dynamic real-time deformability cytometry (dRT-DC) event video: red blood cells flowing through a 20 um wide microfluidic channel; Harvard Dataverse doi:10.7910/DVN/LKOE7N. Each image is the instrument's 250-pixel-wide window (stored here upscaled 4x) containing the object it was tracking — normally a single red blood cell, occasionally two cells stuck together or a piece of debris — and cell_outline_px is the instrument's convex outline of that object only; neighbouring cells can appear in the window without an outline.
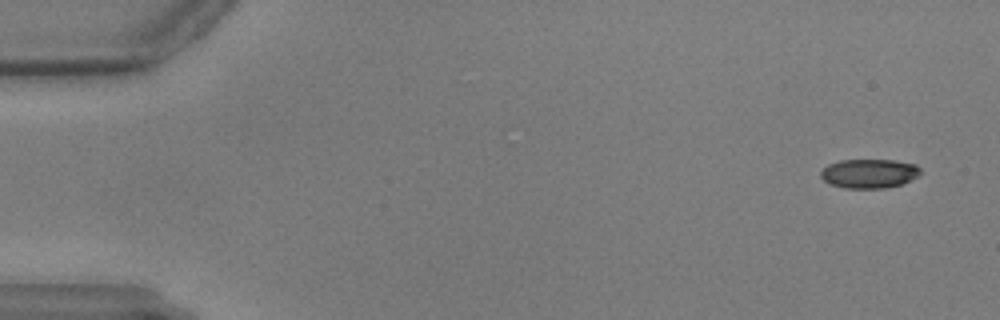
{"species": "common noctule bat (a hibernating species)", "species_latin": "Nyctalus noctula", "temperature_condition": "warm", "stored_images_in_passage": 59, "camera_frame_rate_fps": 3000, "um_per_image_px": 0.085, "animal": {"sex": "male", "body_mass_g": 17.9, "forearm_length_mm": 54.2}, "frame": {"image": 1, "passage_image": 3, "time_ms": 0.667, "image_size_px": [1000, 320], "cell_outline_px": [[920, 176], [912, 180], [900, 184], [884, 188], [844, 188], [832, 184], [824, 180], [820, 176], [820, 172], [828, 164], [840, 160], [896, 160], [916, 164], [920, 168]], "centroid_in_image_um": [73.91, 14.74], "position_along_channel_um": 11.1, "area_um2": 16.99}}
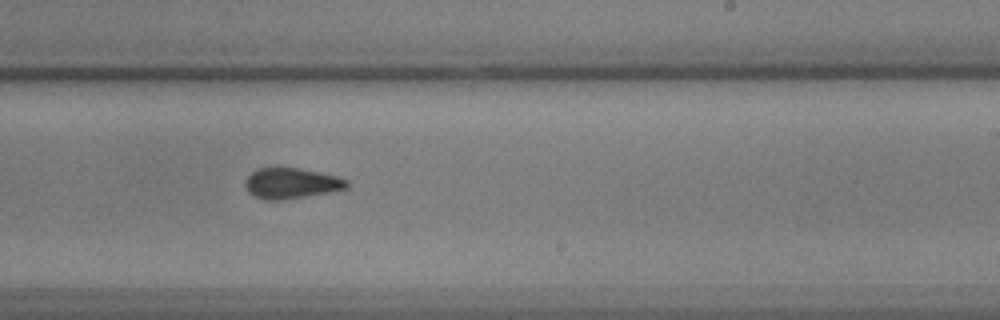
{"frame": {"image": 2, "passage_image": 36, "time_ms": 11.667, "image_size_px": [1000, 320], "cell_outline_px": [[348, 188], [332, 192], [284, 200], [264, 200], [248, 192], [244, 184], [244, 180], [256, 168], [276, 164], [300, 168], [336, 176], [348, 180]], "centroid_in_image_um": [24.72, 15.54], "position_along_channel_um": 264.3, "area_um2": 18.9}}
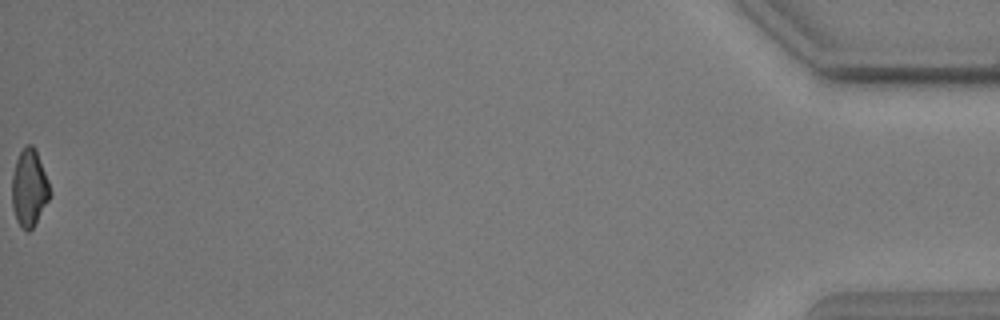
{"frame": {"image": 3, "passage_image": 59, "time_ms": 19.333, "image_size_px": [1000, 320], "cell_outline_px": [[52, 196], [32, 228], [28, 232], [20, 228], [16, 220], [12, 208], [12, 176], [16, 160], [20, 152], [28, 144], [32, 144], [36, 148], [48, 180], [52, 192]], "centroid_in_image_um": [2.5, 16.0], "position_along_channel_um": 432.7, "area_um2": 17.34}}